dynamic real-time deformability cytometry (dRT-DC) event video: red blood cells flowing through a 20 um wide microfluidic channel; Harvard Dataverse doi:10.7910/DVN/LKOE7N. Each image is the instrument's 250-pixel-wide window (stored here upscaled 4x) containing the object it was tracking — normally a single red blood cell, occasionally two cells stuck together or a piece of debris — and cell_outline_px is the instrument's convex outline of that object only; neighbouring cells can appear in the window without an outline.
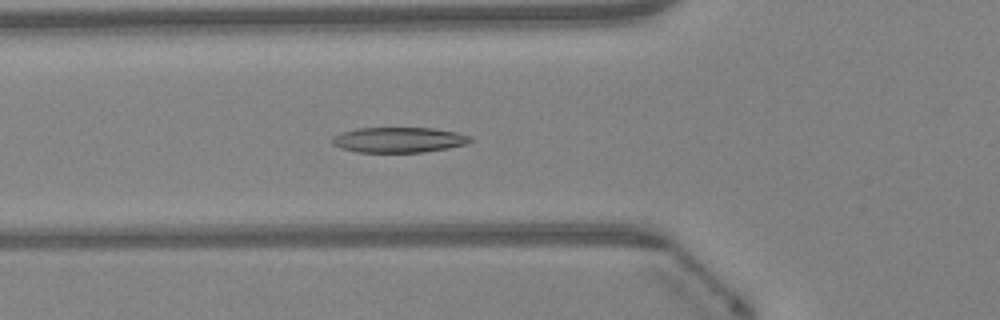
{"species": "Egyptian fruit bat (a non-hibernating species)", "species_latin": "Rousettus aegyptiacus", "temperature_condition": "warm", "stored_images_in_passage": 39, "camera_frame_rate_fps": 3000, "um_per_image_px": 0.085, "animal": {"sex": "female"}, "frame": {"image": 1, "passage_image": 11, "time_ms": 3.333, "image_size_px": [1000, 320], "cell_outline_px": [[472, 140], [464, 144], [448, 148], [424, 152], [356, 152], [340, 148], [332, 144], [332, 136], [356, 128], [432, 128], [456, 132], [472, 136]], "centroid_in_image_um": [33.88, 11.89], "position_along_channel_um": 91.9, "area_um2": 20.35}}
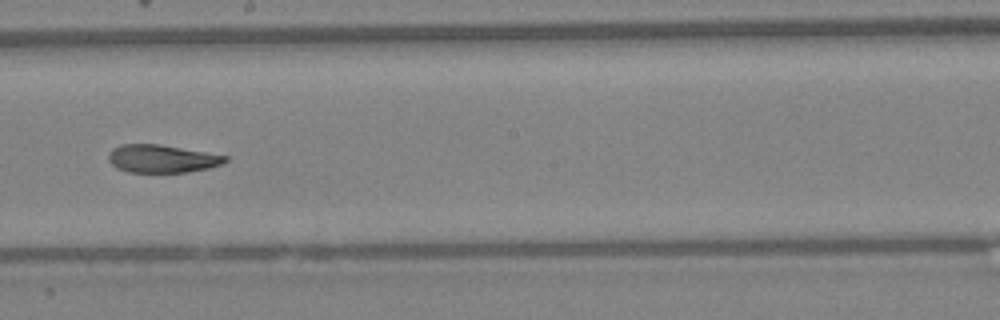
{"frame": {"image": 2, "passage_image": 21, "time_ms": 6.667, "image_size_px": [1000, 320], "cell_outline_px": [[228, 160], [220, 164], [208, 168], [184, 172], [128, 172], [116, 168], [108, 160], [108, 156], [112, 148], [124, 144], [160, 144], [228, 156]], "centroid_in_image_um": [13.73, 13.48], "position_along_channel_um": 234.5, "area_um2": 18.84}}
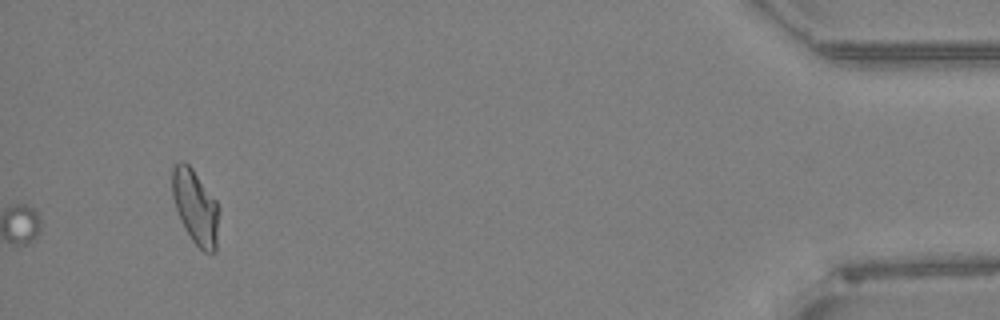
{"frame": {"image": 3, "passage_image": 39, "time_ms": 12.667, "image_size_px": [1000, 320], "cell_outline_px": [[220, 212], [216, 252], [204, 252], [192, 240], [180, 220], [172, 196], [172, 168], [180, 160], [184, 160], [192, 168], [216, 200]], "centroid_in_image_um": [16.63, 17.59], "position_along_channel_um": 418.6, "area_um2": 20.4}, "authors_computed_cell_mechanics": {"area_um2": 19.8254, "velocity_mm_per_s": 4.2946, "shape_relaxation_time_tau1_ms": null, "shape_relaxation_time_tau2_ms": 3.0522, "deformation_change_tau1": null, "deformation_change_tau2": 0.1079}}